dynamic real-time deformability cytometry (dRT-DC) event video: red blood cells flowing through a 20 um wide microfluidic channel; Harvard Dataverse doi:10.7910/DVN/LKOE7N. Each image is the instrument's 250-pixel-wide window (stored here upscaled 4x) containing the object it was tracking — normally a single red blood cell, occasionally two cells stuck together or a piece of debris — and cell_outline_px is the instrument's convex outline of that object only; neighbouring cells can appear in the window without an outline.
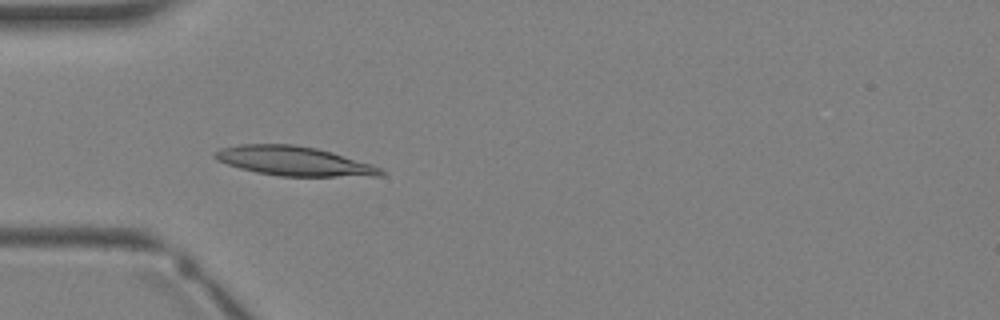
{"species": "Egyptian fruit bat (a non-hibernating species)", "species_latin": "Rousettus aegyptiacus", "temperature_condition": "warm", "stored_images_in_passage": 4, "camera_frame_rate_fps": 3000, "um_per_image_px": 0.085, "animal": {"sex": "female"}, "frame": {"image": 1, "passage_image": 4, "time_ms": 3.333, "image_size_px": [1000, 320], "cell_outline_px": [[388, 172], [384, 176], [280, 176], [256, 172], [240, 168], [216, 160], [212, 156], [212, 152], [220, 148], [240, 144], [292, 144], [316, 148], [332, 152], [372, 164]], "centroid_in_image_um": [24.98, 13.69], "position_along_channel_um": 60.0, "area_um2": 28.5}}